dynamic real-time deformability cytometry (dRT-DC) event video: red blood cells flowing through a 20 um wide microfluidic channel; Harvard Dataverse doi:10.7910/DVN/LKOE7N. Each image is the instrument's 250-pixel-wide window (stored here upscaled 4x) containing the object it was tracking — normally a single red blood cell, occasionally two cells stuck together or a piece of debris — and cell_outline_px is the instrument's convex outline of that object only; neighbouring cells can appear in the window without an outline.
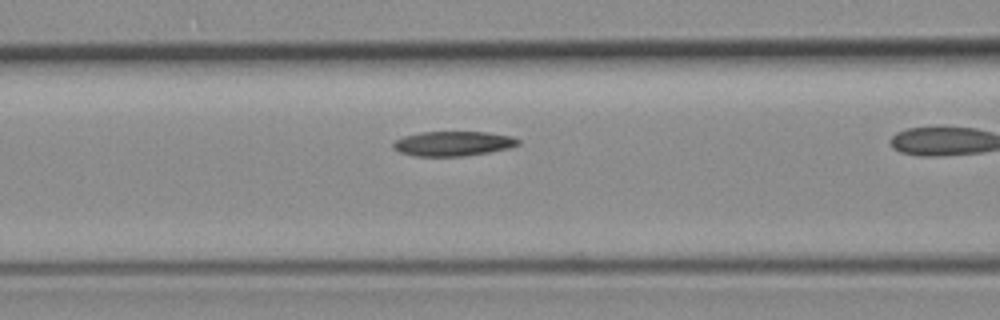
{"species": "common noctule bat (a hibernating species)", "species_latin": "Nyctalus noctula", "temperature_condition": "room temperature", "stored_images_in_passage": 18, "camera_frame_rate_fps": 3000, "um_per_image_px": 0.085, "animal": {"sex": "female", "body_mass_g": 19.3, "forearm_length_mm": 54.1}, "frame": {"image": 1, "passage_image": 13, "time_ms": 4.0, "image_size_px": [1000, 320], "cell_outline_px": [[520, 144], [508, 148], [488, 152], [464, 156], [416, 156], [400, 152], [392, 148], [392, 144], [396, 140], [404, 136], [420, 132], [484, 132], [512, 136], [520, 140]], "centroid_in_image_um": [38.5, 12.2], "position_along_channel_um": 128.1, "area_um2": 17.92}}
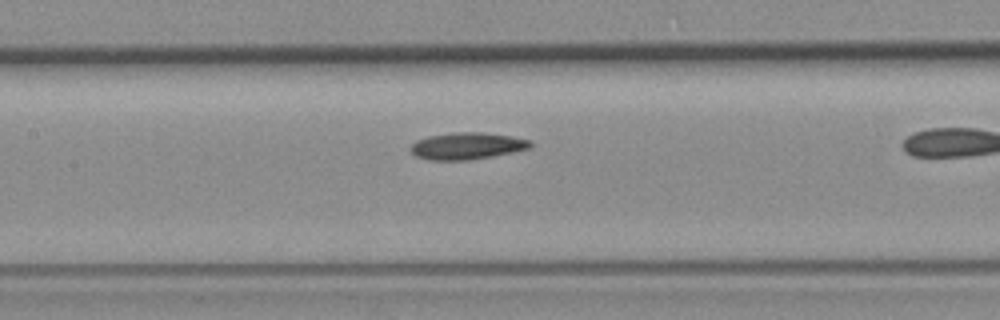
{"frame": {"image": 2, "passage_image": 16, "time_ms": 5.0, "image_size_px": [1000, 320], "cell_outline_px": [[532, 144], [528, 148], [492, 156], [468, 160], [428, 160], [416, 156], [408, 148], [416, 140], [428, 136], [456, 132], [480, 132], [512, 136], [528, 140]], "centroid_in_image_um": [39.63, 12.4], "position_along_channel_um": 167.8, "area_um2": 18.55}}